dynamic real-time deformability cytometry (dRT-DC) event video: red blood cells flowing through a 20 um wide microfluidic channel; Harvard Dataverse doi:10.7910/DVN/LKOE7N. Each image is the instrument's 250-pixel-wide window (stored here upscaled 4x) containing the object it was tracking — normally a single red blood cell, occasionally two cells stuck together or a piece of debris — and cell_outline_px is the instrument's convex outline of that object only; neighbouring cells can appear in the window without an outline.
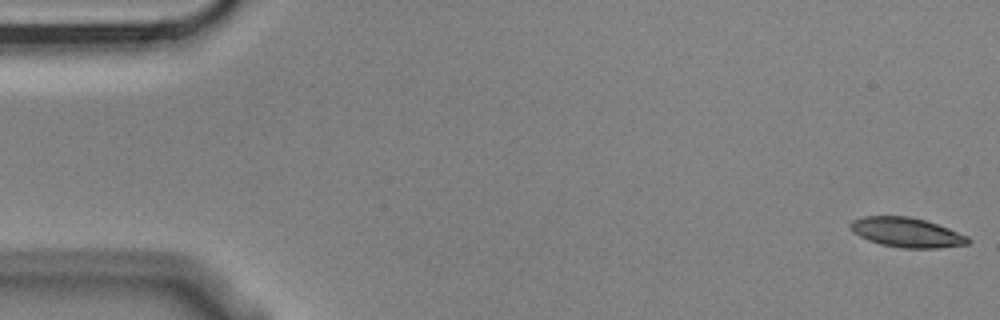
{"species": "Egyptian fruit bat (a non-hibernating species)", "species_latin": "Rousettus aegyptiacus", "temperature_condition": "cold", "stored_images_in_passage": 5, "camera_frame_rate_fps": 3000, "um_per_image_px": 0.085, "animal": {"sex": "male"}, "frame": {"image": 1, "passage_image": 1, "time_ms": 0.0, "image_size_px": [1000, 320], "cell_outline_px": [[972, 240], [968, 244], [936, 248], [904, 248], [880, 244], [868, 240], [852, 232], [848, 224], [852, 220], [864, 216], [908, 216], [924, 220], [948, 228], [968, 236]], "centroid_in_image_um": [77.05, 19.75], "position_along_channel_um": 8.0, "area_um2": 20.29}}
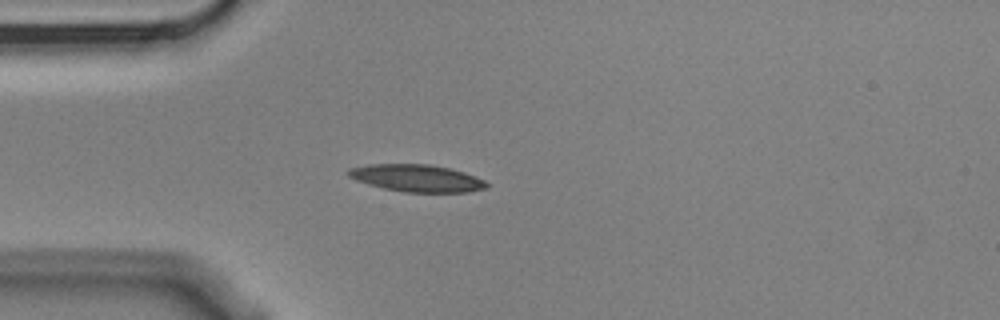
{"frame": {"image": 2, "passage_image": 5, "time_ms": 1.333, "image_size_px": [1000, 320], "cell_outline_px": [[488, 188], [468, 192], [404, 192], [384, 188], [368, 184], [356, 180], [348, 176], [344, 172], [348, 168], [368, 164], [428, 164], [448, 168], [464, 172], [484, 180], [488, 184]], "centroid_in_image_um": [35.39, 15.14], "position_along_channel_um": 49.6, "area_um2": 21.96}}